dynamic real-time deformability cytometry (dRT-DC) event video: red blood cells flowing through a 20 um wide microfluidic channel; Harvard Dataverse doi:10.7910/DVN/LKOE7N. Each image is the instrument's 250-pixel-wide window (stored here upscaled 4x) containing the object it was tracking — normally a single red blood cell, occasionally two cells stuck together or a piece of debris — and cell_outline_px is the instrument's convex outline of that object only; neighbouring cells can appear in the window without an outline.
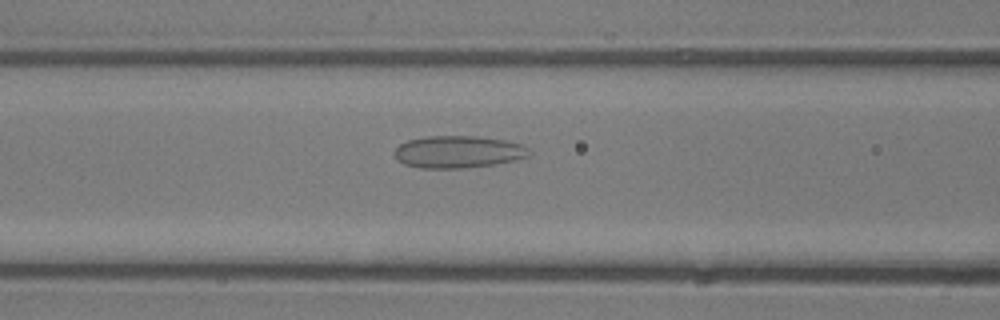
{"species": "common noctule bat (a hibernating species)", "species_latin": "Nyctalus noctula", "temperature_condition": "room temperature", "stored_images_in_passage": 49, "camera_frame_rate_fps": 3000, "um_per_image_px": 0.085, "animal": {"sex": "male", "body_mass_g": 13.3}, "frame": {"image": 1, "passage_image": 20, "time_ms": 6.333, "image_size_px": [1000, 320], "cell_outline_px": [[532, 152], [528, 156], [512, 160], [492, 164], [460, 168], [420, 168], [404, 164], [396, 156], [396, 148], [400, 144], [408, 140], [424, 136], [476, 136], [504, 140], [520, 144], [528, 148]], "centroid_in_image_um": [38.94, 12.9], "position_along_channel_um": 127.7, "area_um2": 24.91}}
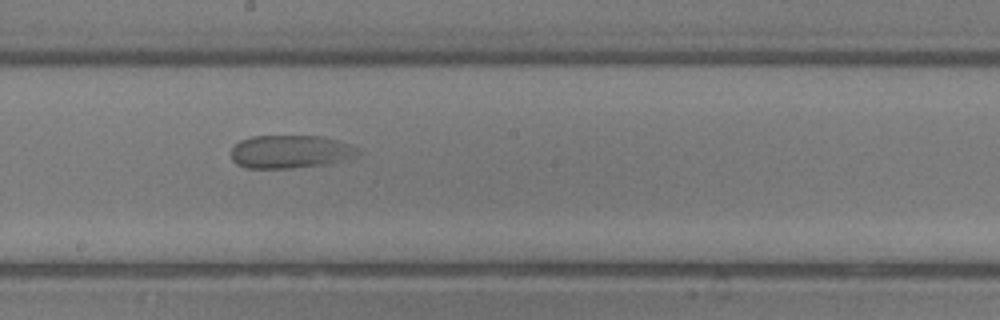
{"frame": {"image": 2, "passage_image": 27, "time_ms": 8.667, "image_size_px": [1000, 320], "cell_outline_px": [[356, 156], [324, 164], [288, 168], [244, 168], [236, 164], [232, 160], [232, 148], [240, 140], [252, 136], [320, 136], [336, 140], [348, 144], [356, 148]], "centroid_in_image_um": [24.59, 12.89], "position_along_channel_um": 223.6, "area_um2": 24.04}}
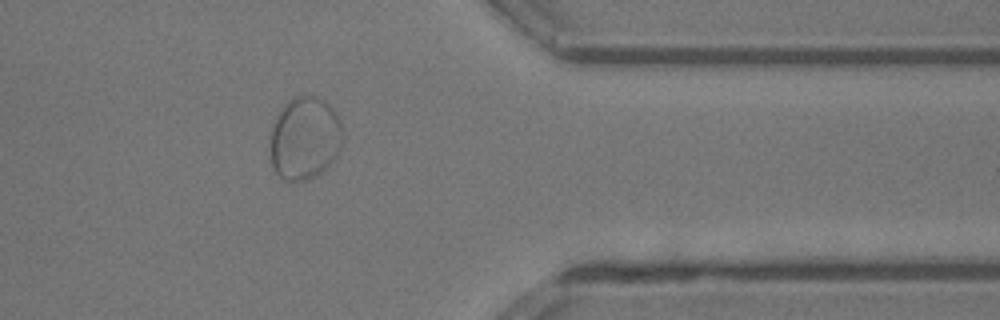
{"frame": {"image": 3, "passage_image": 40, "time_ms": 13.0, "image_size_px": [1000, 320], "cell_outline_px": [[344, 136], [340, 148], [336, 156], [320, 172], [304, 180], [284, 180], [272, 168], [272, 128], [280, 112], [288, 100], [292, 96], [304, 92], [308, 92], [324, 100], [336, 112]], "centroid_in_image_um": [25.93, 11.68], "position_along_channel_um": 385.5, "area_um2": 34.74}}